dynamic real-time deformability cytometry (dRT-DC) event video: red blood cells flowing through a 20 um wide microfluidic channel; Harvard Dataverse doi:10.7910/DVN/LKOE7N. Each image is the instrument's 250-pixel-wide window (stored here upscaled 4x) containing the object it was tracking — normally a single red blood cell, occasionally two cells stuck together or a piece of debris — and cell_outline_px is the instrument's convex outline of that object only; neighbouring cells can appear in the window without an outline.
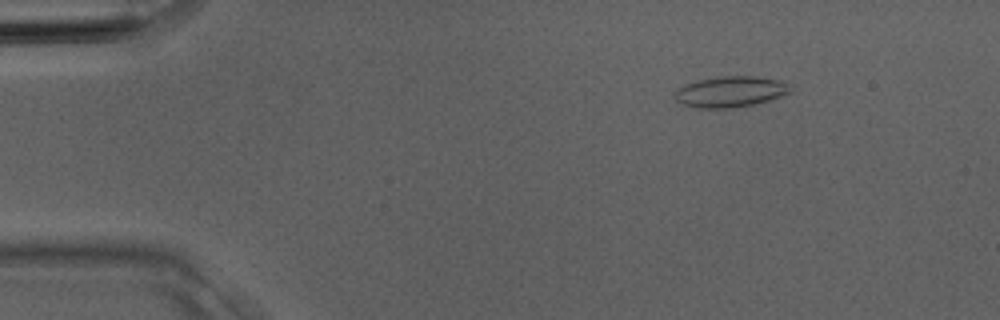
{"species": "Egyptian fruit bat (a non-hibernating species)", "species_latin": "Rousettus aegyptiacus", "temperature_condition": "room temperature", "stored_images_in_passage": 4, "camera_frame_rate_fps": 3000, "um_per_image_px": 0.085, "animal": {"sex": "male"}, "frame": {"image": 1, "passage_image": 2, "time_ms": 0.333, "image_size_px": [1000, 320], "cell_outline_px": [[792, 92], [772, 100], [732, 108], [696, 108], [680, 104], [672, 96], [672, 92], [676, 88], [684, 84], [696, 80], [720, 76], [752, 76], [780, 80], [792, 88]], "centroid_in_image_um": [62.02, 7.8], "position_along_channel_um": 23.0, "area_um2": 21.21}}